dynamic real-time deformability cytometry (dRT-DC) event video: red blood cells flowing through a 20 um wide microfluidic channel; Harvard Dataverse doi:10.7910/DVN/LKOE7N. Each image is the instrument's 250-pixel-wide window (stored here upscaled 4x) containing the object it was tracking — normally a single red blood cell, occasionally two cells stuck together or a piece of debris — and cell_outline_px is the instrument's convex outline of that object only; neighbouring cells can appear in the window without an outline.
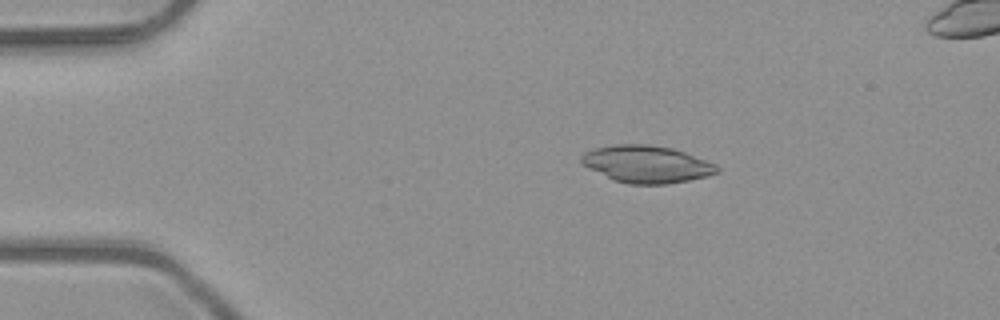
{"species": "common noctule bat (a hibernating species)", "species_latin": "Nyctalus noctula", "temperature_condition": "room temperature", "stored_images_in_passage": 4, "camera_frame_rate_fps": 3000, "um_per_image_px": 0.085, "animal": {"sex": "male", "body_mass_g": 23.1, "forearm_length_mm": 52.7}, "frame": {"image": 1, "passage_image": 2, "time_ms": 0.333, "image_size_px": [1000, 320], "cell_outline_px": [[720, 172], [708, 176], [668, 184], [628, 184], [612, 180], [588, 168], [580, 160], [580, 156], [584, 152], [596, 148], [612, 144], [652, 144], [672, 148], [684, 152], [716, 164], [720, 168]], "centroid_in_image_um": [54.96, 13.95], "position_along_channel_um": 30.0, "area_um2": 29.59}}